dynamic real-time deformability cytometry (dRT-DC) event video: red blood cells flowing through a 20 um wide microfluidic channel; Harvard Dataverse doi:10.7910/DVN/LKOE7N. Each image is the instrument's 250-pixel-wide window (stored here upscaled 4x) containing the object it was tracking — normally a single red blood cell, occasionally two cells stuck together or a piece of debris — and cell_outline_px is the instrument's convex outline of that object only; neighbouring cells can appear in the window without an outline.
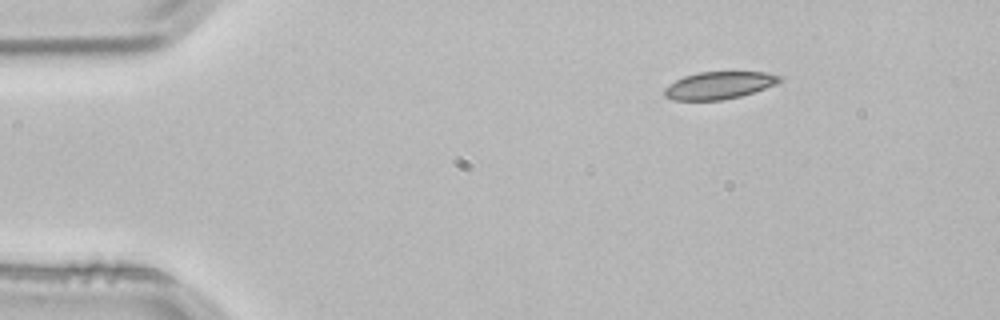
{"species": "common noctule bat (a hibernating species)", "species_latin": "Nyctalus noctula", "temperature_condition": "room temperature", "stored_images_in_passage": 3, "camera_frame_rate_fps": 3000, "um_per_image_px": 0.085, "animal": {"sex": "male", "body_mass_g": 21.5, "forearm_length_mm": 52.0}, "frame": {"image": 1, "passage_image": 1, "time_ms": 0.0, "image_size_px": [1000, 320], "cell_outline_px": [[784, 80], [776, 84], [740, 96], [720, 100], [672, 100], [664, 96], [664, 88], [676, 80], [684, 76], [700, 72], [764, 72], [784, 76]], "centroid_in_image_um": [61.13, 7.25], "position_along_channel_um": 23.9, "area_um2": 18.32}}
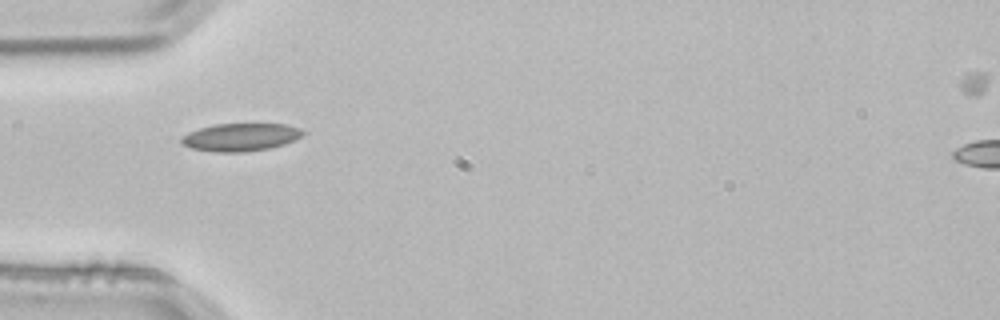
{"frame": {"image": 2, "passage_image": 3, "time_ms": 0.667, "image_size_px": [1000, 320], "cell_outline_px": [[308, 132], [284, 144], [268, 148], [244, 152], [212, 152], [192, 148], [180, 144], [180, 136], [188, 132], [200, 128], [216, 124], [288, 124], [300, 128]], "centroid_in_image_um": [20.42, 11.65], "position_along_channel_um": 64.6, "area_um2": 19.77}}